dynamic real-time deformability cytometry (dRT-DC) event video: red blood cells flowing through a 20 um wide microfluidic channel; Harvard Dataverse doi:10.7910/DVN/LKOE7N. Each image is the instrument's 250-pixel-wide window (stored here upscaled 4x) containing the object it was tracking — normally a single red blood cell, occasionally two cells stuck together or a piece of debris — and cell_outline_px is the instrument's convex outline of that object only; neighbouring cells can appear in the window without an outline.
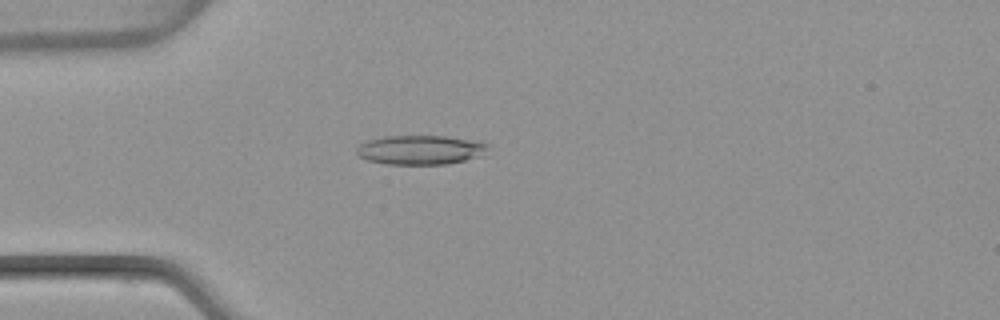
{"species": "common noctule bat (a hibernating species)", "species_latin": "Nyctalus noctula", "temperature_condition": "warm", "stored_images_in_passage": 51, "camera_frame_rate_fps": 3000, "um_per_image_px": 0.085, "animal": {"sex": "female", "body_mass_g": 22.7, "forearm_length_mm": 54.2}, "frame": {"image": 1, "passage_image": 14, "time_ms": 4.333, "image_size_px": [1000, 320], "cell_outline_px": [[488, 148], [476, 156], [464, 160], [448, 164], [388, 164], [368, 160], [360, 156], [356, 152], [356, 148], [360, 144], [368, 140], [384, 136], [448, 136], [488, 144]], "centroid_in_image_um": [35.66, 12.73], "position_along_channel_um": 49.3, "area_um2": 21.96}}
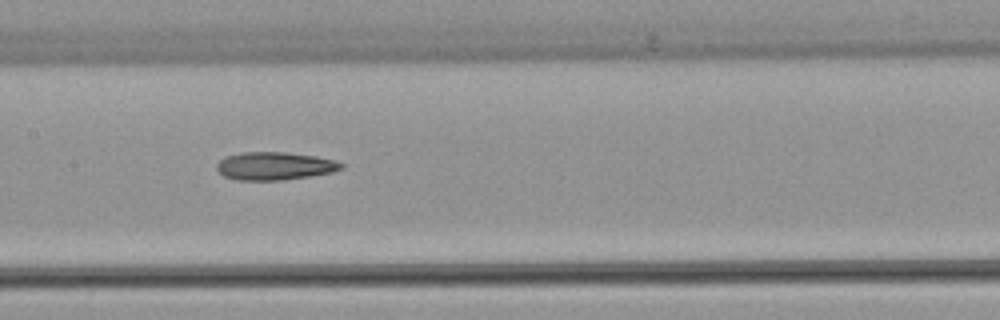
{"frame": {"image": 2, "passage_image": 25, "time_ms": 8.0, "image_size_px": [1000, 320], "cell_outline_px": [[344, 168], [332, 172], [308, 176], [280, 180], [236, 180], [224, 176], [216, 168], [216, 164], [220, 160], [228, 156], [240, 152], [284, 152], [316, 156], [336, 160], [344, 164]], "centroid_in_image_um": [23.36, 14.1], "position_along_channel_um": 184.0, "area_um2": 20.23}}
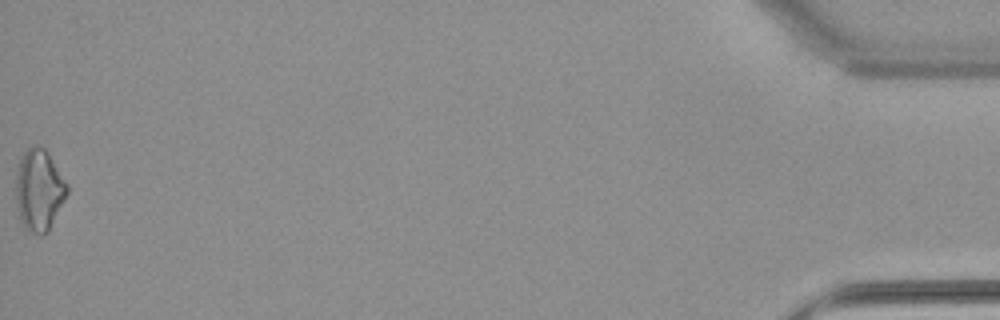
{"frame": {"image": 3, "passage_image": 51, "time_ms": 16.667, "image_size_px": [1000, 320], "cell_outline_px": [[68, 192], [48, 232], [44, 236], [40, 236], [24, 228], [20, 220], [16, 200], [16, 172], [20, 160], [24, 152], [32, 144], [36, 144], [44, 148], [48, 152], [68, 184]], "centroid_in_image_um": [3.32, 16.15], "position_along_channel_um": 431.9, "area_um2": 24.51}, "authors_computed_cell_mechanics": {"area_um2": 21.0392, "velocity_mm_per_s": 4.0224, "shape_relaxation_time_tau1_ms": null, "shape_relaxation_time_tau2_ms": 5.4468, "deformation_change_tau1": null, "deformation_change_tau2": 0.1827}}